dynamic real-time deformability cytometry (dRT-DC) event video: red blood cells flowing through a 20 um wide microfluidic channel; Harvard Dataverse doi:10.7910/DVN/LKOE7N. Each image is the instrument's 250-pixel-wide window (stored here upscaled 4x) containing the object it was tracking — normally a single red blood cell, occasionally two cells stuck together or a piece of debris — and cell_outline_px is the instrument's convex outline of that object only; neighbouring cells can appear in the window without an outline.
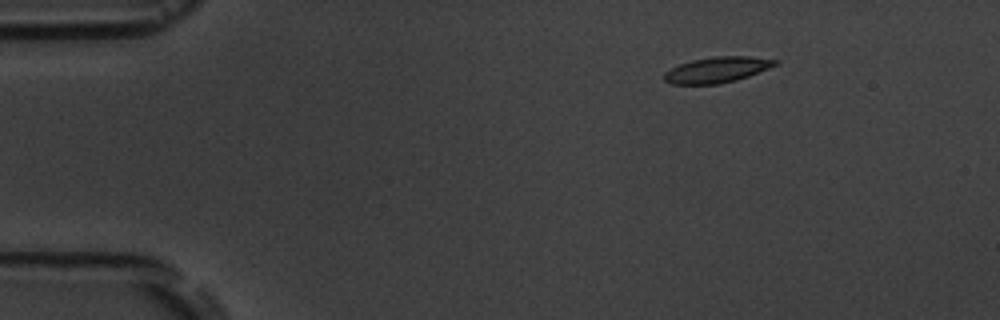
{"species": "common noctule bat (a hibernating species)", "species_latin": "Nyctalus noctula", "temperature_condition": "room temperature", "stored_images_in_passage": 13, "camera_frame_rate_fps": 3000, "um_per_image_px": 0.085, "animal": {"sex": "male", "body_mass_g": 19.5, "forearm_length_mm": 54.6}, "frame": {"image": 1, "passage_image": 1, "time_ms": 0.0, "image_size_px": [1000, 320], "cell_outline_px": [[780, 64], [748, 76], [736, 80], [720, 84], [672, 84], [664, 80], [664, 72], [680, 64], [692, 60], [712, 56], [748, 56], [776, 60]], "centroid_in_image_um": [60.95, 5.93], "position_along_channel_um": 24.0, "area_um2": 16.59}}
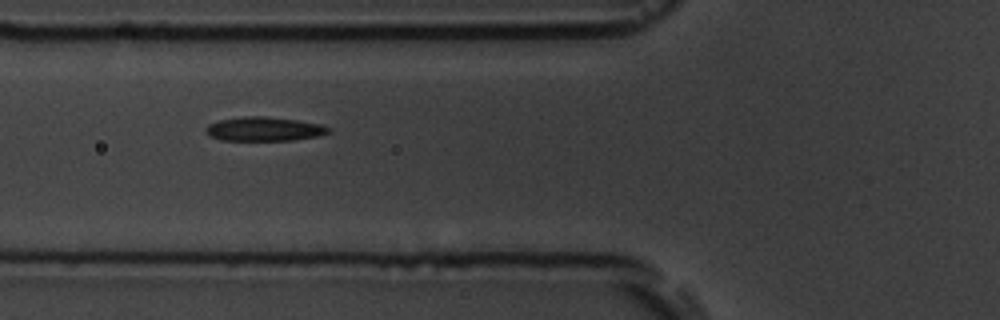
{"frame": {"image": 2, "passage_image": 4, "time_ms": 4.333, "image_size_px": [1000, 320], "cell_outline_px": [[332, 132], [320, 136], [292, 140], [220, 140], [208, 136], [204, 132], [204, 128], [208, 124], [220, 120], [244, 116], [264, 116], [296, 120], [320, 124], [332, 128]], "centroid_in_image_um": [22.44, 10.97], "position_along_channel_um": 103.4, "area_um2": 17.4}}
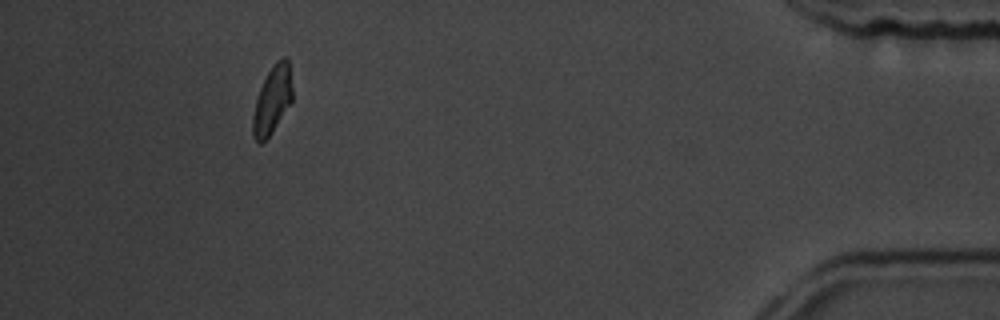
{"frame": {"image": 3, "passage_image": 12, "time_ms": 14.667, "image_size_px": [1000, 320], "cell_outline_px": [[292, 100], [272, 132], [260, 144], [256, 140], [252, 132], [252, 116], [256, 100], [260, 88], [268, 72], [276, 60], [284, 56], [288, 56], [292, 88]], "centroid_in_image_um": [23.14, 8.46], "position_along_channel_um": 412.1, "area_um2": 15.43}, "authors_computed_cell_mechanics": {"area_um2": 16.5886, "velocity_mm_per_s": 3.584, "shape_relaxation_time_tau1_ms": 3.8457, "shape_relaxation_time_tau2_ms": 2.212, "deformation_change_tau1": 0.1303, "deformation_change_tau2": 0.0524}}